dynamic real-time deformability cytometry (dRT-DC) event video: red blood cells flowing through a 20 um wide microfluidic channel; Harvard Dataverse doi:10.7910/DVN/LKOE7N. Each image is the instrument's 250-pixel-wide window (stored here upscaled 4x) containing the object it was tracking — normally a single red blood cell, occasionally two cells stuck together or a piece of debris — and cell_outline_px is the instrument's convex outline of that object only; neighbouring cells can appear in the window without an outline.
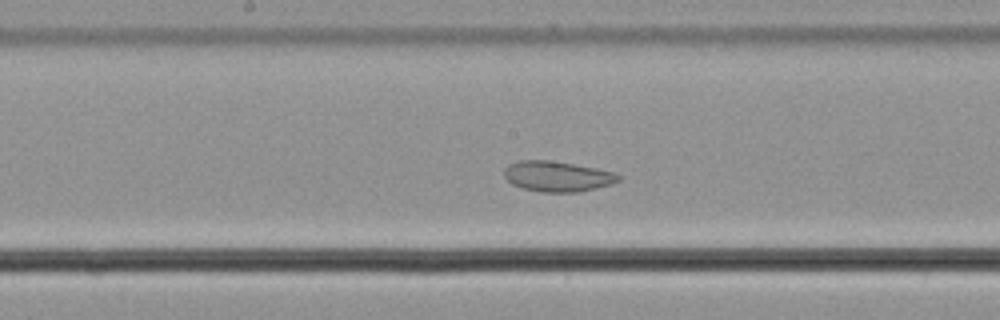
{"species": "common noctule bat (a hibernating species)", "species_latin": "Nyctalus noctula", "temperature_condition": "cold", "stored_images_in_passage": 53, "camera_frame_rate_fps": 3000, "um_per_image_px": 0.085, "animal": {"sex": "male", "body_mass_g": 21.5, "forearm_length_mm": 52.0}, "frame": {"image": 1, "passage_image": 26, "time_ms": 8.333, "image_size_px": [1000, 320], "cell_outline_px": [[620, 180], [612, 184], [580, 192], [544, 192], [520, 188], [512, 184], [504, 176], [504, 168], [508, 164], [520, 160], [548, 160], [596, 168], [616, 172], [620, 176]], "centroid_in_image_um": [47.37, 14.99], "position_along_channel_um": 200.8, "area_um2": 20.35}}
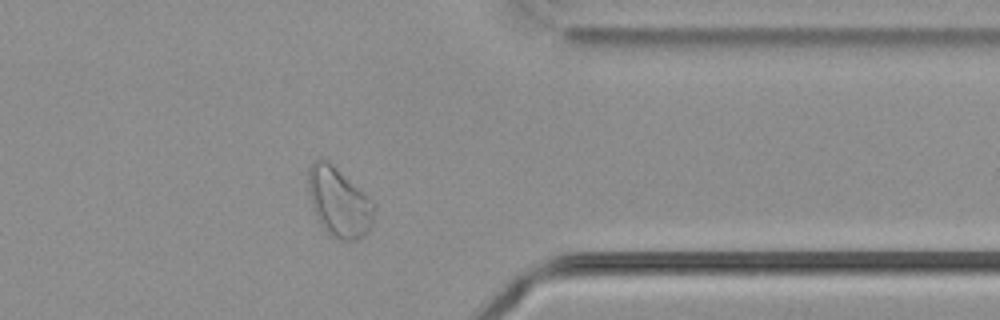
{"frame": {"image": 2, "passage_image": 42, "time_ms": 13.667, "image_size_px": [1000, 320], "cell_outline_px": [[376, 208], [372, 224], [368, 232], [364, 236], [356, 240], [344, 240], [328, 236], [320, 224], [312, 208], [308, 192], [308, 168], [312, 160], [320, 156], [328, 160], [364, 192], [376, 204]], "centroid_in_image_um": [28.8, 17.17], "position_along_channel_um": 382.6, "area_um2": 27.28}}
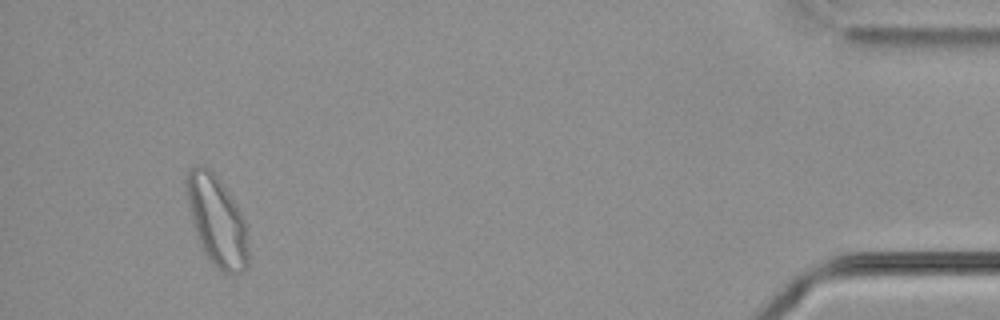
{"frame": {"image": 3, "passage_image": 50, "time_ms": 16.333, "image_size_px": [1000, 320], "cell_outline_px": [[248, 268], [244, 272], [228, 276], [224, 276], [208, 260], [200, 244], [192, 220], [188, 204], [184, 184], [184, 176], [196, 164], [200, 164], [208, 168], [220, 180], [240, 212], [244, 220], [248, 248]], "centroid_in_image_um": [18.42, 18.83], "position_along_channel_um": 416.8, "area_um2": 32.66}, "authors_computed_cell_mechanics": {"area_um2": 27.2816, "velocity_mm_per_s": 3.5904, "shape_relaxation_time_tau1_ms": null, "shape_relaxation_time_tau2_ms": 1.1361, "deformation_change_tau1": null, "deformation_change_tau2": 0.0507}}